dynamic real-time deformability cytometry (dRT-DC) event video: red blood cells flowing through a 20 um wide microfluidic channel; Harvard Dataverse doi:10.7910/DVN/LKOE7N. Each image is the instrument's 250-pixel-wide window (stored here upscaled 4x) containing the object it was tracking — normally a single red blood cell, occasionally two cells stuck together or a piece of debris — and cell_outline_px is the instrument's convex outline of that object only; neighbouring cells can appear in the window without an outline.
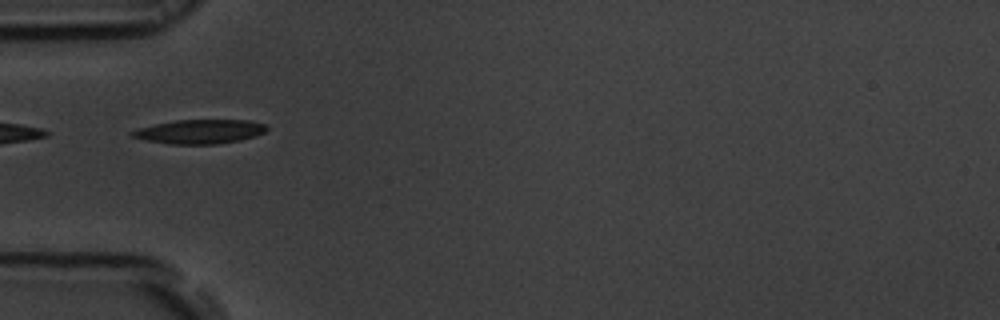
{"species": "common noctule bat (a hibernating species)", "species_latin": "Nyctalus noctula", "temperature_condition": "room temperature", "stored_images_in_passage": 37, "camera_frame_rate_fps": 3000, "um_per_image_px": 0.085, "animal": {"sex": "male", "body_mass_g": 19.5, "forearm_length_mm": 54.6}, "frame": {"image": 1, "passage_image": 1, "time_ms": 0.0, "image_size_px": [1000, 320], "cell_outline_px": [[268, 128], [264, 132], [256, 136], [240, 140], [216, 144], [168, 144], [144, 140], [132, 136], [128, 132], [136, 128], [176, 120], [248, 120], [264, 124]], "centroid_in_image_um": [16.94, 11.19], "position_along_channel_um": 68.1, "area_um2": 18.96}}
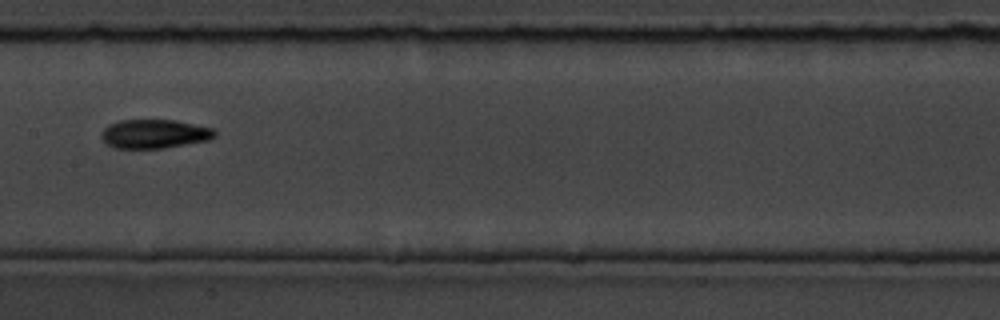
{"frame": {"image": 2, "passage_image": 11, "time_ms": 3.333, "image_size_px": [1000, 320], "cell_outline_px": [[216, 136], [208, 140], [164, 148], [112, 148], [100, 136], [100, 132], [108, 124], [120, 120], [176, 120], [212, 128], [216, 132]], "centroid_in_image_um": [13.1, 11.37], "position_along_channel_um": 194.3, "area_um2": 19.13}}
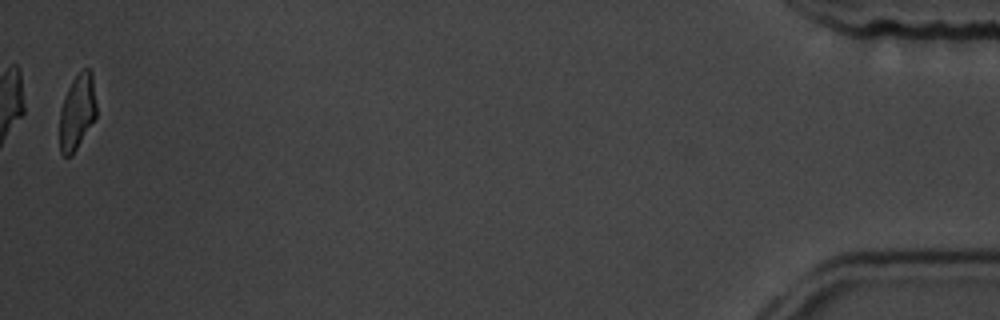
{"frame": {"image": 3, "passage_image": 37, "time_ms": 12.0, "image_size_px": [1000, 320], "cell_outline_px": [[96, 116], [72, 156], [64, 156], [60, 152], [60, 108], [68, 88], [72, 80], [84, 68], [88, 68], [92, 72], [96, 104]], "centroid_in_image_um": [6.55, 9.51], "position_along_channel_um": 428.6, "area_um2": 16.01}, "authors_computed_cell_mechanics": {"area_um2": 18.3804, "velocity_mm_per_s": 3.7936, "shape_relaxation_time_tau1_ms": 5.8711, "shape_relaxation_time_tau2_ms": 4.5442, "deformation_change_tau1": 0.1647, "deformation_change_tau2": 0.1288}}